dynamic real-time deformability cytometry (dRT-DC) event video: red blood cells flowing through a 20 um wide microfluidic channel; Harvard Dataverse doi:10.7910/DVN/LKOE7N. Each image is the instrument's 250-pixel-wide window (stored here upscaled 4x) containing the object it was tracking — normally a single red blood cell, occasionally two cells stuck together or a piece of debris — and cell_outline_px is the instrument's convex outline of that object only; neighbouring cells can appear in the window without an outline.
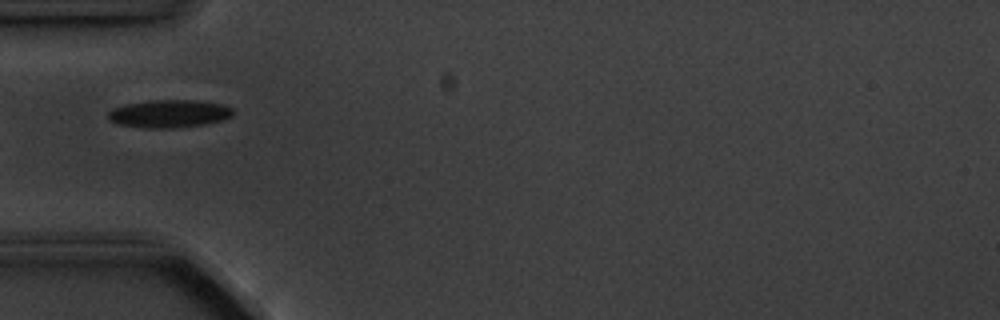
{"species": "common noctule bat (a hibernating species)", "species_latin": "Nyctalus noctula", "temperature_condition": "cold", "stored_images_in_passage": 2, "camera_frame_rate_fps": 3000, "um_per_image_px": 0.085, "animal": {"sex": "male", "body_mass_g": 20.1, "forearm_length_mm": 53.5}, "frame": {"image": 1, "passage_image": 1, "time_ms": 0.0, "image_size_px": [1000, 320], "cell_outline_px": [[232, 116], [220, 120], [204, 124], [180, 128], [144, 128], [116, 124], [108, 120], [108, 112], [112, 108], [124, 104], [152, 100], [196, 100], [220, 104], [232, 108]], "centroid_in_image_um": [14.31, 9.67], "position_along_channel_um": 70.7, "area_um2": 20.35}}
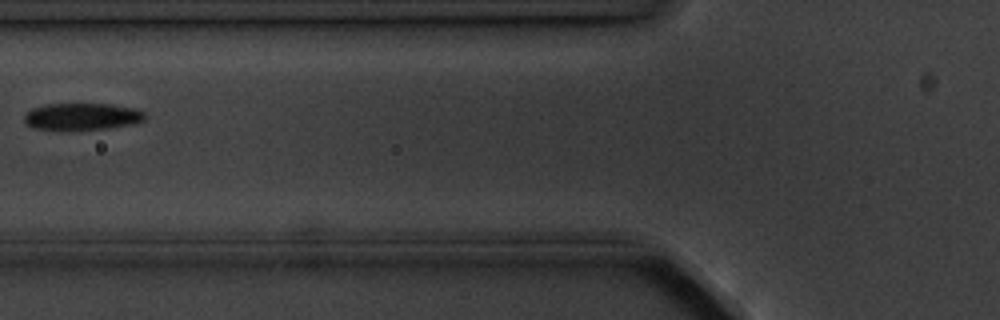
{"frame": {"image": 2, "passage_image": 2, "time_ms": 1.333, "image_size_px": [1000, 320], "cell_outline_px": [[144, 120], [136, 124], [108, 128], [68, 132], [60, 132], [32, 128], [24, 124], [24, 116], [32, 108], [44, 104], [112, 104], [136, 108], [144, 112]], "centroid_in_image_um": [6.92, 9.95], "position_along_channel_um": 118.9, "area_um2": 19.83}}